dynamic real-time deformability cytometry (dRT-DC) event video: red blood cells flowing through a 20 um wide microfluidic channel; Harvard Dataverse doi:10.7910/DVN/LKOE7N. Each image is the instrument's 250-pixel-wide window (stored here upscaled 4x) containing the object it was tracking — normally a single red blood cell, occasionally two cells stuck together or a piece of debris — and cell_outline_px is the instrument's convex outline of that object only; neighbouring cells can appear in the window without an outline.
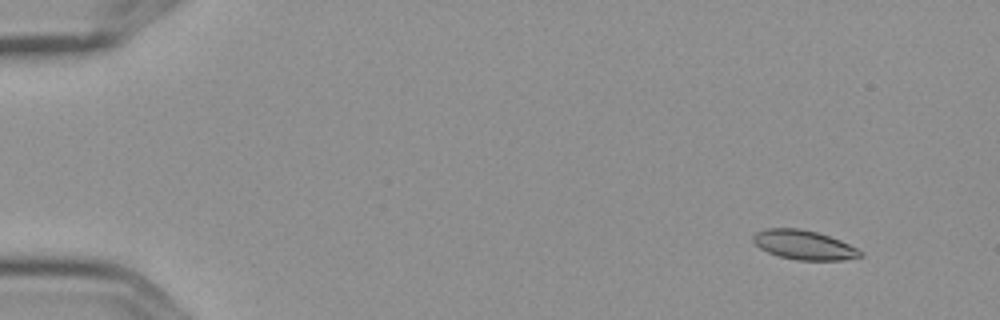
{"species": "Egyptian fruit bat (a non-hibernating species)", "species_latin": "Rousettus aegyptiacus", "temperature_condition": "cold", "stored_images_in_passage": 10, "camera_frame_rate_fps": 3000, "um_per_image_px": 0.085, "frame": {"image": 1, "passage_image": 1, "time_ms": 0.0, "image_size_px": [1000, 320], "cell_outline_px": [[864, 256], [844, 260], [796, 260], [780, 256], [768, 252], [760, 248], [752, 240], [752, 236], [756, 232], [764, 228], [800, 228], [816, 232], [840, 240], [864, 252]], "centroid_in_image_um": [68.33, 20.82], "position_along_channel_um": 16.7, "area_um2": 18.32}}
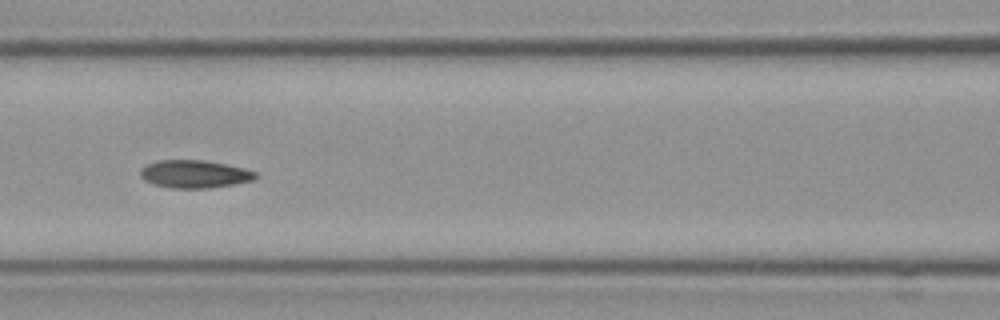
{"frame": {"image": 2, "passage_image": 7, "time_ms": 2.0, "image_size_px": [1000, 320], "cell_outline_px": [[260, 176], [256, 180], [236, 184], [208, 188], [172, 188], [152, 184], [144, 180], [140, 176], [140, 168], [148, 164], [160, 160], [200, 160], [224, 164], [244, 168], [256, 172]], "centroid_in_image_um": [16.56, 14.8], "position_along_channel_um": 150.0, "area_um2": 18.79}}
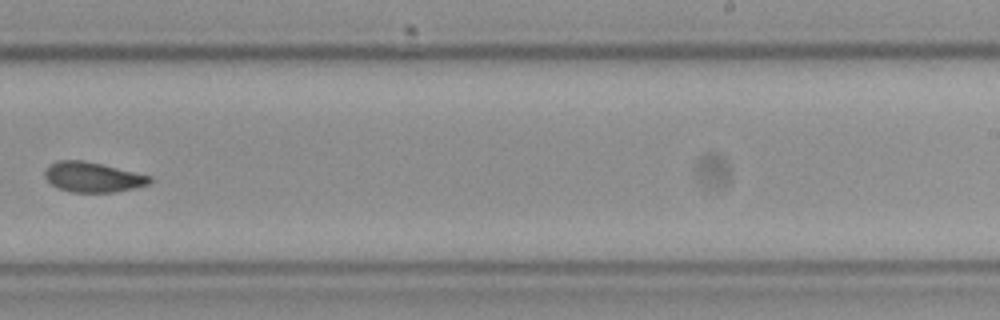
{"frame": {"image": 3, "passage_image": 10, "time_ms": 3.0, "image_size_px": [1000, 320], "cell_outline_px": [[152, 180], [148, 184], [116, 192], [72, 192], [56, 188], [44, 176], [44, 168], [48, 164], [56, 160], [84, 160], [152, 176]], "centroid_in_image_um": [7.83, 15.04], "position_along_channel_um": 281.2, "area_um2": 18.44}}